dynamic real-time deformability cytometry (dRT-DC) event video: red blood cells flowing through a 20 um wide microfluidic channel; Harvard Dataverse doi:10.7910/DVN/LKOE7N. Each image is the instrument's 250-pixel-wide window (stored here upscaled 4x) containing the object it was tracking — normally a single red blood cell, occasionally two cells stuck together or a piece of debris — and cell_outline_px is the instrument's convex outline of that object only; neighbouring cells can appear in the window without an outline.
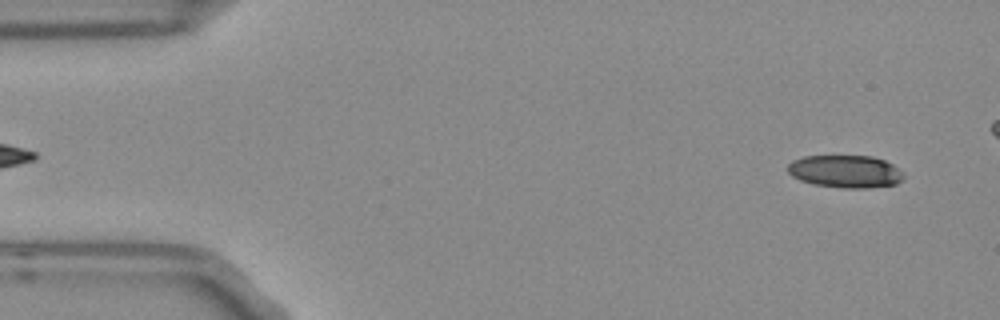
{"species": "Egyptian fruit bat (a non-hibernating species)", "species_latin": "Rousettus aegyptiacus", "temperature_condition": "room temperature", "stored_images_in_passage": 5, "camera_frame_rate_fps": 3000, "um_per_image_px": 0.085, "frame": {"image": 1, "passage_image": 1, "time_ms": 0.0, "image_size_px": [1000, 320], "cell_outline_px": [[904, 180], [896, 184], [868, 188], [844, 188], [812, 184], [800, 180], [792, 176], [788, 172], [788, 164], [792, 160], [804, 156], [872, 156], [884, 160], [892, 164], [904, 176]], "centroid_in_image_um": [71.84, 14.58], "position_along_channel_um": 13.2, "area_um2": 22.02}}